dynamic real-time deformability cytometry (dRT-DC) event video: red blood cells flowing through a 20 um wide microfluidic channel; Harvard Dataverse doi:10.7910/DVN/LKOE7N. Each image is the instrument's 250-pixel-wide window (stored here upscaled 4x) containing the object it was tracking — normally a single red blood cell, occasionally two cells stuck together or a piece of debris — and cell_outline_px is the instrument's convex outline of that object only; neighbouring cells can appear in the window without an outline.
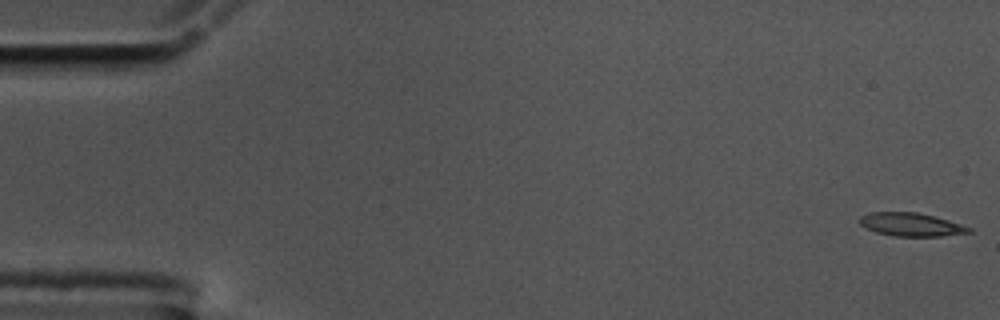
{"species": "common noctule bat (a hibernating species)", "species_latin": "Nyctalus noctula", "temperature_condition": "cold", "stored_images_in_passage": 57, "camera_frame_rate_fps": 3000, "um_per_image_px": 0.085, "animal": {"sex": "male", "body_mass_g": 17.5, "forearm_length_mm": 52.3}, "frame": {"image": 1, "passage_image": 1, "time_ms": 0.0, "image_size_px": [1000, 320], "cell_outline_px": [[972, 232], [940, 236], [892, 236], [876, 232], [864, 228], [860, 224], [860, 216], [872, 212], [916, 212], [948, 220], [972, 228]], "centroid_in_image_um": [77.41, 19.09], "position_along_channel_um": 7.6, "area_um2": 14.74}}
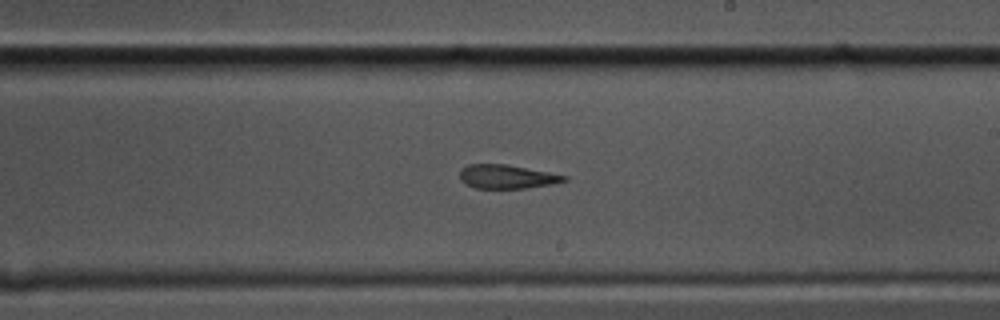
{"frame": {"image": 2, "passage_image": 33, "time_ms": 10.667, "image_size_px": [1000, 320], "cell_outline_px": [[568, 180], [552, 184], [524, 188], [476, 188], [464, 184], [460, 180], [460, 168], [468, 164], [508, 164], [568, 176]], "centroid_in_image_um": [43.05, 15.01], "position_along_channel_um": 245.9, "area_um2": 14.57}}
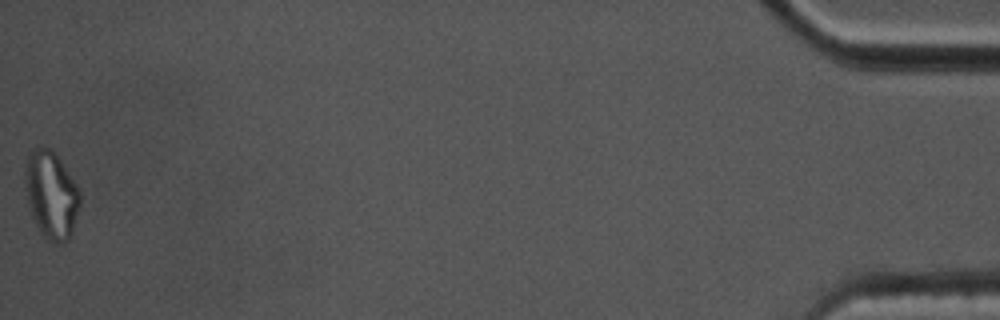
{"frame": {"image": 3, "passage_image": 57, "time_ms": 18.667, "image_size_px": [1000, 320], "cell_outline_px": [[80, 204], [72, 236], [64, 244], [56, 244], [48, 240], [44, 236], [36, 224], [32, 216], [28, 204], [24, 180], [24, 172], [28, 156], [32, 148], [48, 148], [56, 152], [80, 188]], "centroid_in_image_um": [4.38, 16.57], "position_along_channel_um": 430.8, "area_um2": 28.44}, "authors_computed_cell_mechanics": {"area_um2": 15.7216, "velocity_mm_per_s": 3.5381, "shape_relaxation_time_tau1_ms": null, "shape_relaxation_time_tau2_ms": 4.2357, "deformation_change_tau1": null, "deformation_change_tau2": 0.1543}}